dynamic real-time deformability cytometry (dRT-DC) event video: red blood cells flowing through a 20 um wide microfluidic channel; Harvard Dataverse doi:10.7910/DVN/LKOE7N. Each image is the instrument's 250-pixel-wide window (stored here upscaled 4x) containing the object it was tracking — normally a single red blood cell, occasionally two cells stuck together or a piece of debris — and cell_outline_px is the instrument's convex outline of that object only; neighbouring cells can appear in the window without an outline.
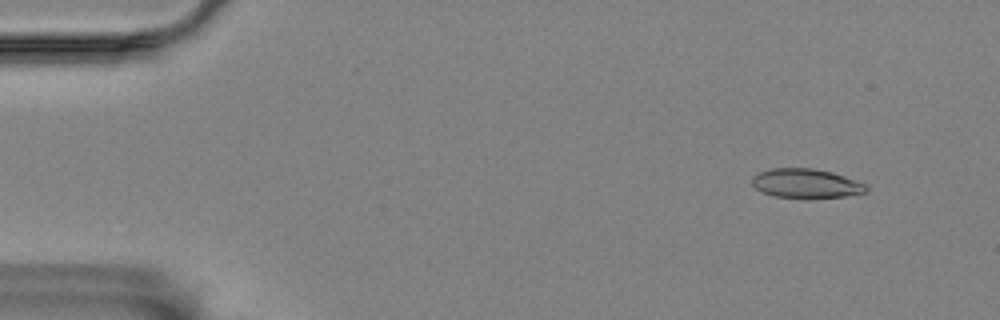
{"species": "Egyptian fruit bat (a non-hibernating species)", "species_latin": "Rousettus aegyptiacus", "temperature_condition": "room temperature", "stored_images_in_passage": 54, "camera_frame_rate_fps": 3000, "um_per_image_px": 0.085, "animal": {"sex": "female"}, "frame": {"image": 1, "passage_image": 3, "time_ms": 0.667, "image_size_px": [1000, 320], "cell_outline_px": [[868, 192], [844, 196], [772, 196], [756, 188], [752, 184], [752, 176], [760, 172], [772, 168], [812, 168], [832, 172], [868, 184]], "centroid_in_image_um": [68.54, 15.56], "position_along_channel_um": 16.5, "area_um2": 18.96}}
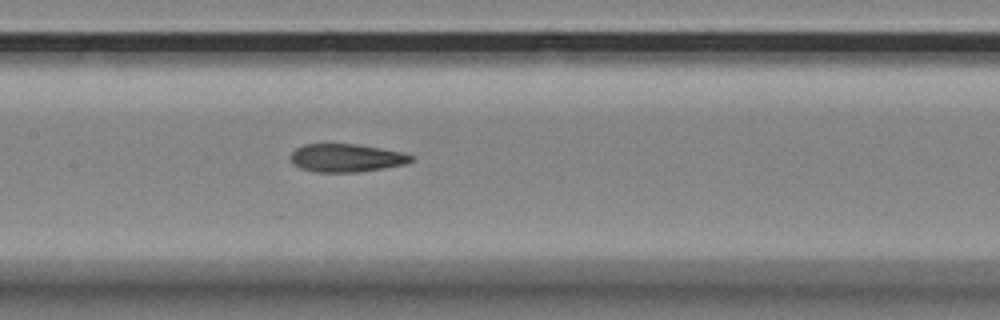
{"frame": {"image": 2, "passage_image": 25, "time_ms": 8.0, "image_size_px": [1000, 320], "cell_outline_px": [[412, 160], [408, 164], [384, 168], [356, 172], [316, 172], [300, 168], [292, 164], [292, 152], [296, 148], [304, 144], [356, 144], [404, 152], [412, 156]], "centroid_in_image_um": [29.45, 13.42], "position_along_channel_um": 177.9, "area_um2": 19.71}}
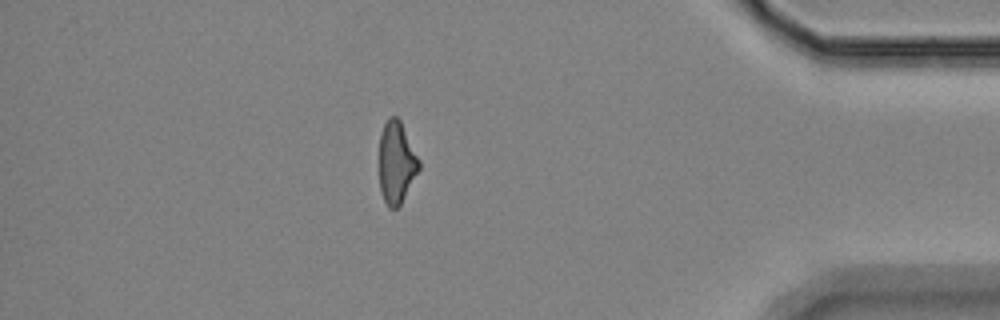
{"frame": {"image": 3, "passage_image": 47, "time_ms": 15.333, "image_size_px": [1000, 320], "cell_outline_px": [[420, 168], [400, 204], [396, 208], [388, 208], [380, 192], [380, 132], [388, 116], [396, 116], [400, 120], [420, 160]], "centroid_in_image_um": [33.69, 13.79], "position_along_channel_um": 401.5, "area_um2": 18.9}, "authors_computed_cell_mechanics": {"area_um2": 20.0855, "velocity_mm_per_s": 3.551, "shape_relaxation_time_tau1_ms": null, "shape_relaxation_time_tau2_ms": 2.1431, "deformation_change_tau1": null, "deformation_change_tau2": 0.1101}}